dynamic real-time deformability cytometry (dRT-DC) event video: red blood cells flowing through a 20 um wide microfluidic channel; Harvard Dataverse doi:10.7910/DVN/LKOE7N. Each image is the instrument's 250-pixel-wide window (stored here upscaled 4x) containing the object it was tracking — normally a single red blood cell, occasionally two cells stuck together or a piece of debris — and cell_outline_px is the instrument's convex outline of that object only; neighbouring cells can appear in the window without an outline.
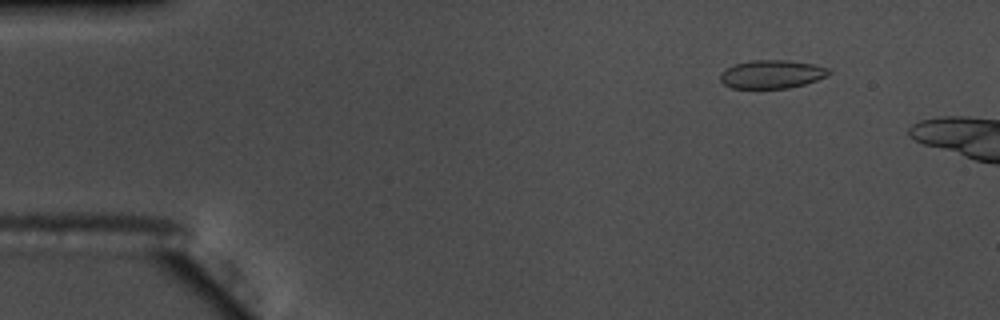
{"species": "common noctule bat (a hibernating species)", "species_latin": "Nyctalus noctula", "temperature_condition": "warm", "stored_images_in_passage": 10, "camera_frame_rate_fps": 3000, "um_per_image_px": 0.085, "animal": {"sex": "male", "body_mass_g": 17.5, "forearm_length_mm": 52.3}, "frame": {"image": 1, "passage_image": 4, "time_ms": 1.0, "image_size_px": [1000, 320], "cell_outline_px": [[832, 72], [828, 76], [804, 84], [788, 88], [732, 88], [724, 84], [720, 80], [720, 72], [724, 68], [736, 64], [752, 60], [788, 60], [812, 64], [832, 68]], "centroid_in_image_um": [65.62, 6.3], "position_along_channel_um": 19.4, "area_um2": 18.09}}